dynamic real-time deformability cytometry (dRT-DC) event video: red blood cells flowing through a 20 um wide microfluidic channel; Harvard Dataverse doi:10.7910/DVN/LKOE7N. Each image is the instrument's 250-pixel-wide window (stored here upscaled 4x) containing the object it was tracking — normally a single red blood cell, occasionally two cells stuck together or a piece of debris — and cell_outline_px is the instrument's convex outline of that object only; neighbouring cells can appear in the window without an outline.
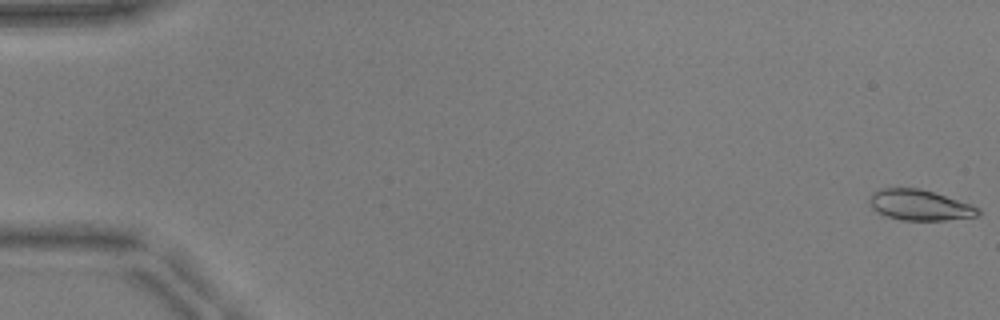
{"species": "common noctule bat (a hibernating species)", "species_latin": "Nyctalus noctula", "temperature_condition": "warm", "stored_images_in_passage": 9, "camera_frame_rate_fps": 3000, "um_per_image_px": 0.085, "animal": {"sex": "male", "body_mass_g": 17.9, "forearm_length_mm": 54.2}, "frame": {"image": 1, "passage_image": 1, "time_ms": 0.0, "image_size_px": [1000, 320], "cell_outline_px": [[980, 216], [944, 220], [900, 220], [876, 212], [872, 208], [868, 200], [872, 192], [880, 188], [920, 188], [980, 208]], "centroid_in_image_um": [78.13, 17.43], "position_along_channel_um": 6.9, "area_um2": 19.25}}